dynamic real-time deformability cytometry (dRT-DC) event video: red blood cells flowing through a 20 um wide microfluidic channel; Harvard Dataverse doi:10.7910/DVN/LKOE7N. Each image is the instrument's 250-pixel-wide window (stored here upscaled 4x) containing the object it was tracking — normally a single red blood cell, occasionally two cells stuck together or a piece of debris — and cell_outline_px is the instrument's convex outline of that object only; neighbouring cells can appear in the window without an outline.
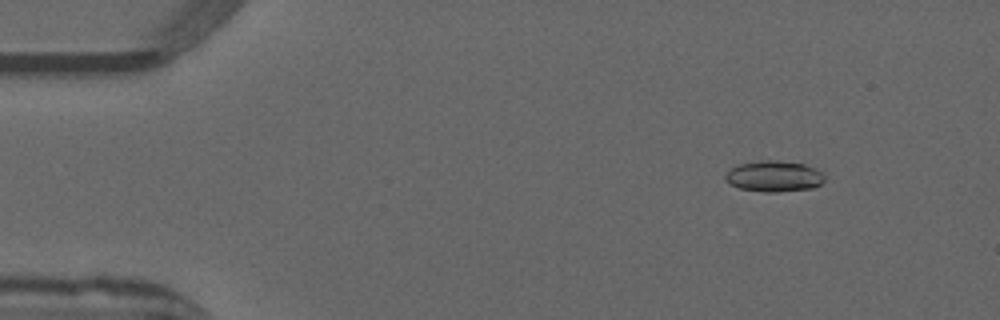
{"species": "common noctule bat (a hibernating species)", "species_latin": "Nyctalus noctula", "temperature_condition": "warm", "stored_images_in_passage": 53, "camera_frame_rate_fps": 3000, "um_per_image_px": 0.085, "animal": {"sex": "male", "forearm_length_mm": 52.5}, "frame": {"image": 1, "passage_image": 7, "time_ms": 2.0, "image_size_px": [1000, 320], "cell_outline_px": [[824, 180], [820, 184], [812, 188], [776, 192], [764, 192], [740, 188], [728, 184], [724, 180], [724, 176], [732, 168], [740, 164], [760, 160], [776, 160], [804, 164], [816, 168], [824, 176]], "centroid_in_image_um": [65.77, 14.98], "position_along_channel_um": 19.2, "area_um2": 17.86}}
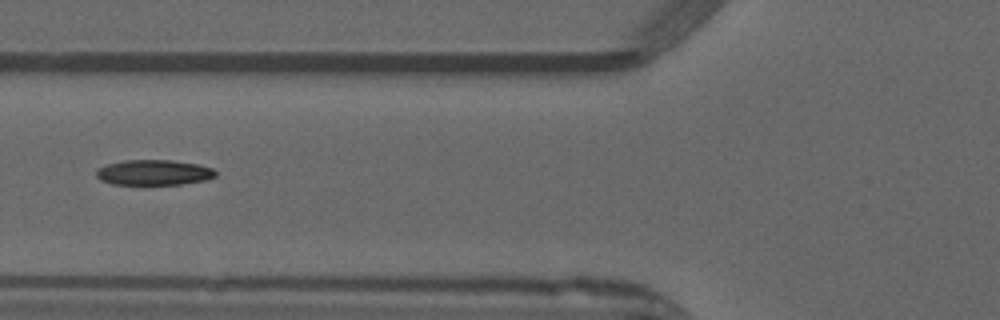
{"frame": {"image": 2, "passage_image": 21, "time_ms": 6.667, "image_size_px": [1000, 320], "cell_outline_px": [[216, 176], [204, 180], [180, 184], [112, 184], [100, 180], [96, 176], [96, 168], [104, 164], [124, 160], [172, 160], [196, 164], [212, 168], [216, 172]], "centroid_in_image_um": [13.01, 14.65], "position_along_channel_um": 112.8, "area_um2": 17.63}}
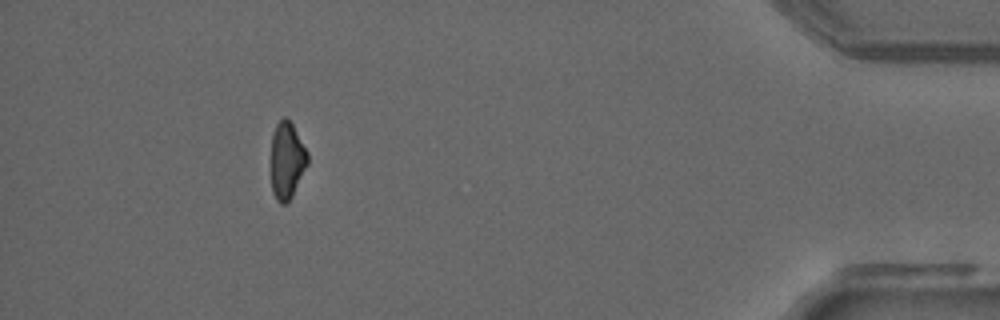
{"frame": {"image": 3, "passage_image": 48, "time_ms": 15.667, "image_size_px": [1000, 320], "cell_outline_px": [[308, 164], [288, 204], [280, 204], [276, 200], [272, 192], [272, 136], [276, 124], [284, 116], [292, 124], [308, 152]], "centroid_in_image_um": [24.4, 13.67], "position_along_channel_um": 410.8, "area_um2": 16.3}, "authors_computed_cell_mechanics": {"area_um2": 17.8024, "velocity_mm_per_s": 3.9958, "shape_relaxation_time_tau1_ms": 11.2264, "shape_relaxation_time_tau2_ms": null, "deformation_change_tau1": 0.2638, "deformation_change_tau2": null}}